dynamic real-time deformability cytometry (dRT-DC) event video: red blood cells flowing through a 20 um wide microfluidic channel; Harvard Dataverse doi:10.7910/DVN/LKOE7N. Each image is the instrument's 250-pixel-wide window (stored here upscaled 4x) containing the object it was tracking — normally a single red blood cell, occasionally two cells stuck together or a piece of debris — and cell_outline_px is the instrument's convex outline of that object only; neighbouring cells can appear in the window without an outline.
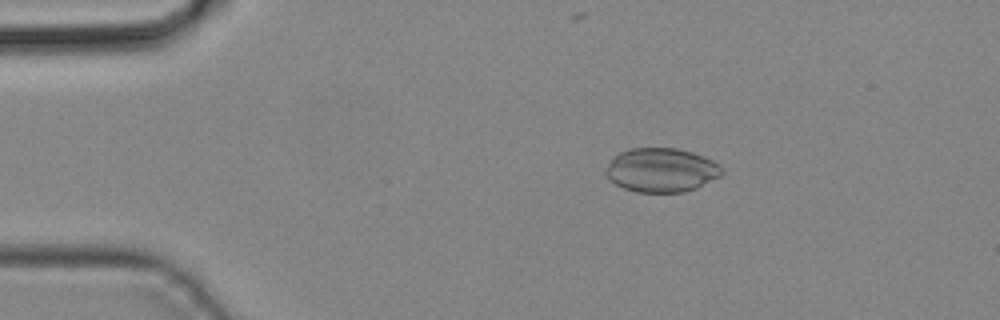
{"species": "common noctule bat (a hibernating species)", "species_latin": "Nyctalus noctula", "temperature_condition": "cold", "stored_images_in_passage": 42, "camera_frame_rate_fps": 3000, "um_per_image_px": 0.085, "animal": {"sex": "male", "body_mass_g": 19.2, "forearm_length_mm": 51.8}, "frame": {"image": 1, "passage_image": 7, "time_ms": 2.0, "image_size_px": [1000, 320], "cell_outline_px": [[724, 172], [720, 176], [696, 188], [684, 192], [636, 192], [624, 188], [616, 184], [604, 172], [612, 156], [628, 148], [676, 148], [692, 152], [704, 156], [720, 164]], "centroid_in_image_um": [56.22, 14.44], "position_along_channel_um": 28.8, "area_um2": 29.88}}
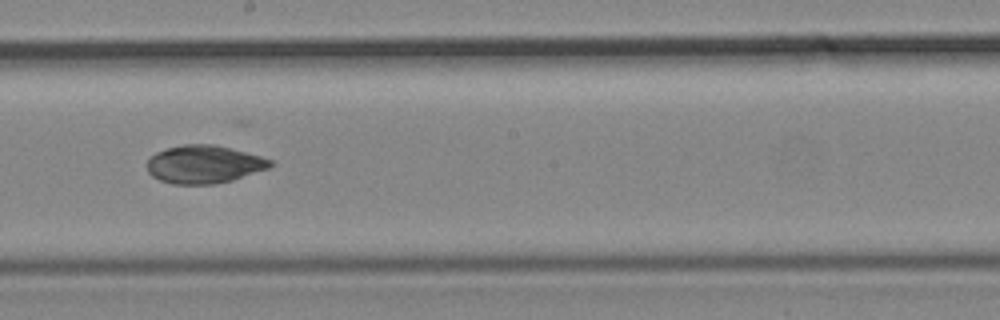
{"frame": {"image": 2, "passage_image": 23, "time_ms": 7.333, "image_size_px": [1000, 320], "cell_outline_px": [[272, 164], [268, 168], [232, 180], [212, 184], [172, 184], [160, 180], [152, 176], [148, 172], [148, 160], [156, 152], [168, 148], [184, 144], [212, 144], [260, 156], [272, 160]], "centroid_in_image_um": [17.31, 13.97], "position_along_channel_um": 230.9, "area_um2": 26.88}}
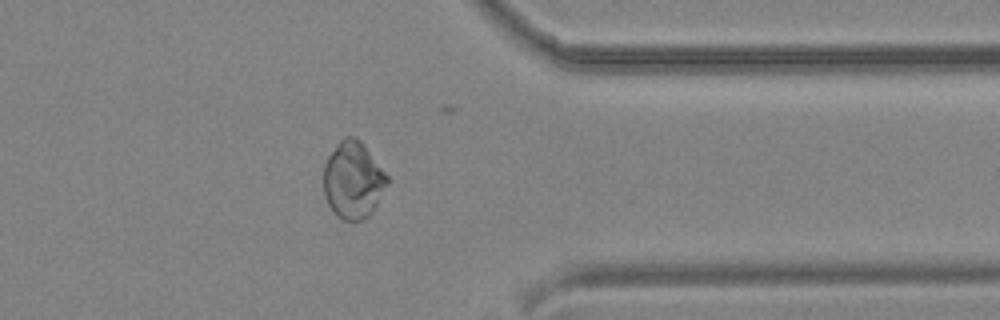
{"frame": {"image": 3, "passage_image": 33, "time_ms": 10.667, "image_size_px": [1000, 320], "cell_outline_px": [[388, 184], [372, 212], [368, 216], [360, 220], [344, 220], [336, 216], [328, 204], [324, 192], [324, 164], [328, 156], [340, 140], [344, 136], [356, 136], [364, 144], [388, 176]], "centroid_in_image_um": [30.01, 15.29], "position_along_channel_um": 381.4, "area_um2": 28.5}}